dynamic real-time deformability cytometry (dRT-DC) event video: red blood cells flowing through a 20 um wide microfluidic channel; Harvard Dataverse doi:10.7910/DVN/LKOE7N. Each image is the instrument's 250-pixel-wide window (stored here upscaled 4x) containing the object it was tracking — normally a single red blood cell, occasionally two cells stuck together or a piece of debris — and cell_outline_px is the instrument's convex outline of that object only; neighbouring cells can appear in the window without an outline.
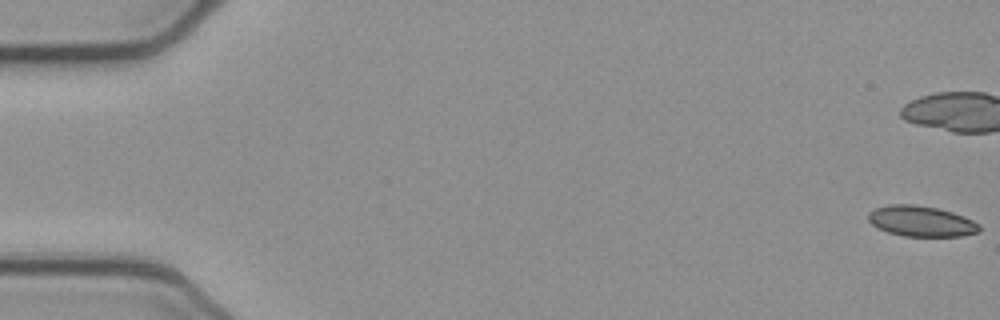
{"species": "common noctule bat (a hibernating species)", "species_latin": "Nyctalus noctula", "temperature_condition": "cold", "stored_images_in_passage": 53, "camera_frame_rate_fps": 3000, "um_per_image_px": 0.085, "animal": {"sex": "female", "body_mass_g": 21.9}, "frame": {"image": 1, "passage_image": 1, "time_ms": 0.0, "image_size_px": [1000, 320], "cell_outline_px": [[980, 232], [960, 236], [904, 236], [888, 232], [872, 224], [868, 220], [868, 212], [876, 208], [888, 204], [916, 204], [936, 208], [952, 212], [964, 216], [980, 224]], "centroid_in_image_um": [78.31, 18.79], "position_along_channel_um": 6.7, "area_um2": 19.83}, "authors_computed_cell_mechanics": {"area_um2": 20.1144, "velocity_mm_per_s": 3.8976, "shape_relaxation_time_tau1_ms": null, "shape_relaxation_time_tau2_ms": 2.6645, "deformation_change_tau1": null, "deformation_change_tau2": 0.0848}}